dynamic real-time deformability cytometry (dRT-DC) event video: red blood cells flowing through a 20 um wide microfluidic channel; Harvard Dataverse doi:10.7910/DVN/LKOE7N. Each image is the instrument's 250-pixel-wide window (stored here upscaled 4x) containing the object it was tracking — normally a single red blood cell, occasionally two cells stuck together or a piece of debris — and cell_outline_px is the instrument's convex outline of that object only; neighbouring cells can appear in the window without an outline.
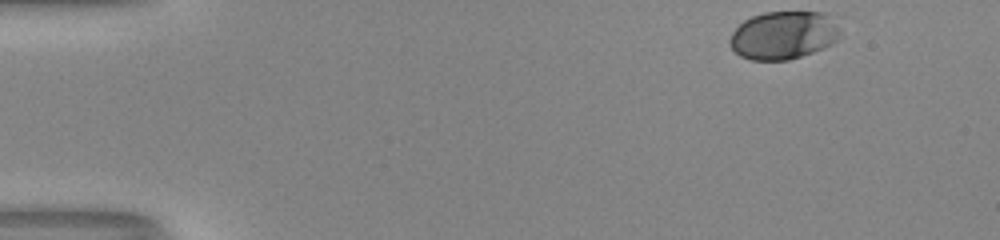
{"species": "human", "species_latin": "Homo sapiens", "temperature_condition": "room temperature", "stored_images_in_passage": 40, "camera_frame_rate_fps": 3000, "um_per_image_px": 0.085, "donor": {"sex": "male"}, "frame": {"image": 1, "passage_image": 1, "time_ms": 0.0, "image_size_px": [1000, 240], "cell_outline_px": [[840, 32], [836, 40], [832, 44], [812, 52], [788, 60], [752, 60], [740, 56], [728, 44], [728, 40], [732, 32], [744, 20], [752, 16], [764, 12], [824, 12], [840, 28]], "centroid_in_image_um": [66.56, 2.99], "position_along_channel_um": 18.4, "area_um2": 30.81}}
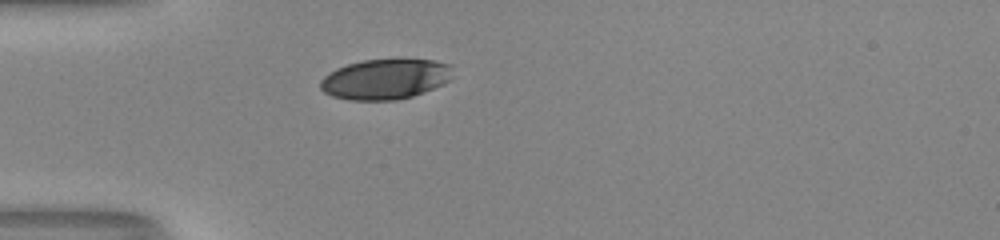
{"frame": {"image": 2, "passage_image": 12, "time_ms": 3.667, "image_size_px": [1000, 240], "cell_outline_px": [[452, 64], [448, 80], [444, 84], [424, 92], [412, 96], [396, 100], [348, 100], [332, 96], [324, 92], [320, 88], [320, 80], [324, 76], [336, 68], [348, 64], [364, 60], [432, 60]], "centroid_in_image_um": [32.72, 6.74], "position_along_channel_um": 52.3, "area_um2": 30.87}}
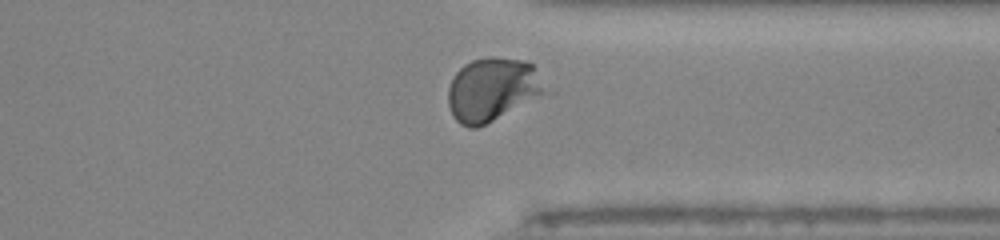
{"frame": {"image": 3, "passage_image": 37, "time_ms": 12.0, "image_size_px": [1000, 240], "cell_outline_px": [[544, 92], [492, 120], [476, 128], [468, 128], [460, 124], [452, 116], [448, 104], [448, 88], [456, 72], [464, 64], [472, 60], [488, 56], [492, 56], [524, 60], [532, 64]], "centroid_in_image_um": [41.73, 7.58], "position_along_channel_um": 369.7, "area_um2": 34.74}, "authors_computed_cell_mechanics": {"area_um2": 33.1772, "velocity_mm_per_s": 3.9748, "shape_relaxation_time_tau1_ms": 3.0566, "shape_relaxation_time_tau2_ms": null, "deformation_change_tau1": 0.1691, "deformation_change_tau2": null}}